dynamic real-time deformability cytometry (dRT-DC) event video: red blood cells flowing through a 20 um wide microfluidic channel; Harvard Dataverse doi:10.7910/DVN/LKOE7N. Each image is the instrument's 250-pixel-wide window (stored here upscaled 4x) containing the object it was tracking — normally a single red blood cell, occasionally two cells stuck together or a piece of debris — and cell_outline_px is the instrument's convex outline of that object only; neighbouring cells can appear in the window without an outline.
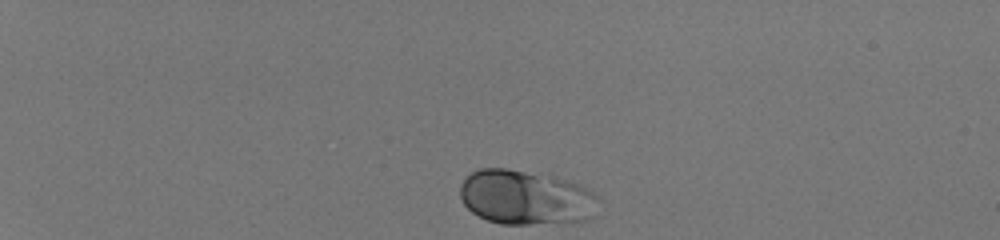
{"species": "human", "species_latin": "Homo sapiens", "temperature_condition": "room temperature", "stored_images_in_passage": 40, "camera_frame_rate_fps": 3000, "um_per_image_px": 0.085, "donor": {"sex": "male"}, "frame": {"image": 1, "passage_image": 1, "time_ms": 0.0, "image_size_px": [1000, 240], "cell_outline_px": [[596, 196], [592, 216], [584, 220], [528, 224], [500, 224], [488, 220], [472, 212], [464, 204], [460, 196], [460, 184], [472, 172], [480, 168], [504, 168], [552, 172], [580, 184], [592, 192]], "centroid_in_image_um": [44.67, 16.72], "position_along_channel_um": 40.3, "area_um2": 44.45}}
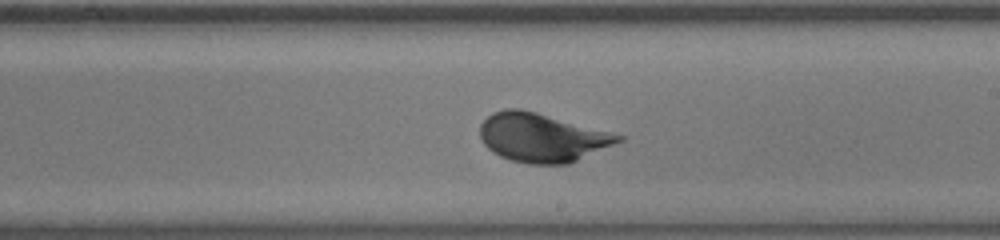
{"frame": {"image": 2, "passage_image": 23, "time_ms": 7.333, "image_size_px": [1000, 240], "cell_outline_px": [[624, 140], [568, 164], [528, 164], [512, 160], [500, 156], [492, 152], [484, 144], [480, 136], [480, 124], [492, 112], [504, 108], [520, 108], [536, 112], [624, 136]], "centroid_in_image_um": [46.03, 11.69], "position_along_channel_um": 243.0, "area_um2": 39.02}}
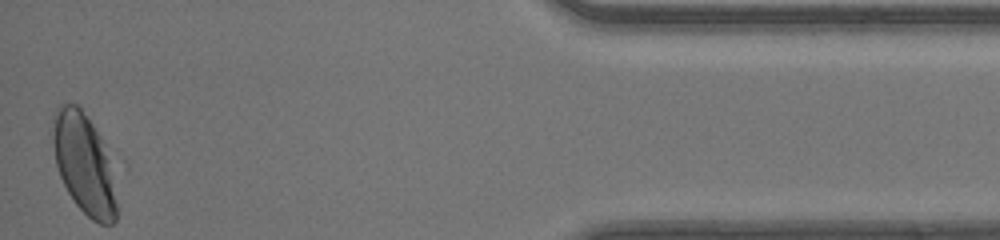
{"frame": {"image": 3, "passage_image": 40, "time_ms": 13.0, "image_size_px": [1000, 240], "cell_outline_px": [[116, 220], [112, 224], [100, 224], [92, 220], [76, 204], [68, 192], [60, 176], [56, 164], [48, 132], [56, 108], [60, 104], [76, 104], [80, 108], [92, 124], [100, 136], [116, 204]], "centroid_in_image_um": [7.01, 13.87], "position_along_channel_um": 428.2, "area_um2": 36.41}, "authors_computed_cell_mechanics": {"area_um2": 38.4659, "velocity_mm_per_s": 4.136, "shape_relaxation_time_tau1_ms": 2.719, "shape_relaxation_time_tau2_ms": null, "deformation_change_tau1": 0.1232, "deformation_change_tau2": null}}